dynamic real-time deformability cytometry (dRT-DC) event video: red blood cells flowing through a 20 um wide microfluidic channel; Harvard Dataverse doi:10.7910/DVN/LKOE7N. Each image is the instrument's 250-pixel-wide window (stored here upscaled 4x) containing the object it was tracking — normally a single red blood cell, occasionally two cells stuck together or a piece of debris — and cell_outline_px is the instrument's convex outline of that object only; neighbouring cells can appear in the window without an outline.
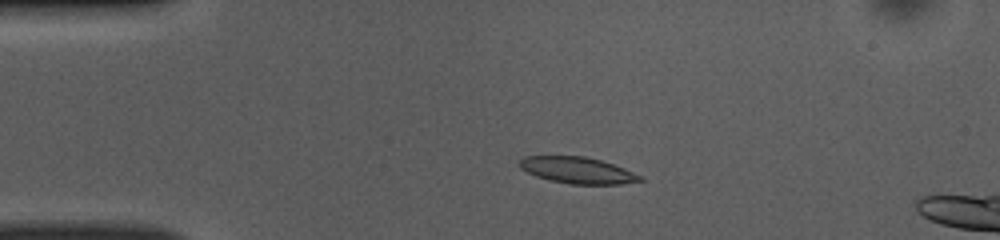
{"species": "common noctule bat (a hibernating species)", "species_latin": "Nyctalus noctula", "temperature_condition": "room temperature", "stored_images_in_passage": 13, "camera_frame_rate_fps": 3000, "um_per_image_px": 0.085, "animal": {"sex": "female", "body_mass_g": 10.0, "forearm_length_mm": 53.1}, "frame": {"image": 1, "passage_image": 8, "time_ms": 2.333, "image_size_px": [1000, 240], "cell_outline_px": [[644, 180], [620, 184], [572, 184], [552, 180], [536, 176], [520, 168], [516, 164], [524, 156], [584, 156], [600, 160], [624, 168], [644, 176]], "centroid_in_image_um": [49.09, 14.47], "position_along_channel_um": 35.9, "area_um2": 18.5}}